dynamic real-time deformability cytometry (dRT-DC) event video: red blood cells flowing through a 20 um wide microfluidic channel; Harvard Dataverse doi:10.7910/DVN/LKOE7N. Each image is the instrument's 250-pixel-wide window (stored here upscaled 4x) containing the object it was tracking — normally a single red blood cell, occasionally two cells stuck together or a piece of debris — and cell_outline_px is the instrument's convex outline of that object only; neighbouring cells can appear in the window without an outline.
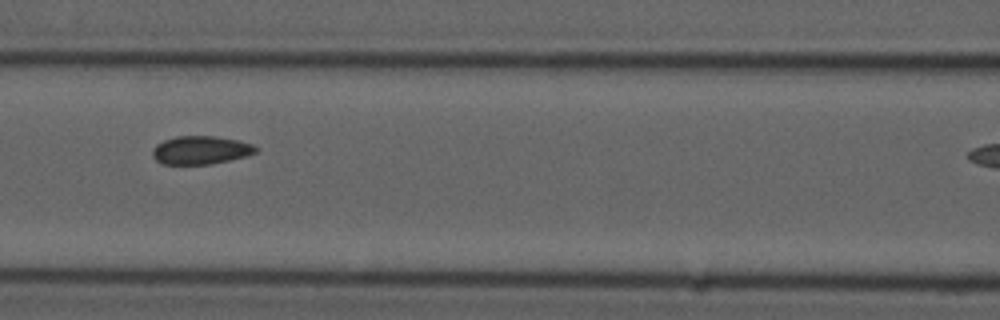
{"species": "common noctule bat (a hibernating species)", "species_latin": "Nyctalus noctula", "temperature_condition": "cold", "stored_images_in_passage": 9, "camera_frame_rate_fps": 3000, "um_per_image_px": 0.085, "animal": {"sex": "male", "forearm_length_mm": 52.5}, "frame": {"image": 1, "passage_image": 6, "time_ms": 1.667, "image_size_px": [1000, 320], "cell_outline_px": [[260, 148], [256, 152], [248, 156], [212, 164], [160, 164], [152, 156], [152, 148], [156, 144], [164, 140], [176, 136], [216, 136], [240, 140], [252, 144]], "centroid_in_image_um": [17.08, 12.76], "position_along_channel_um": 149.5, "area_um2": 17.34}}
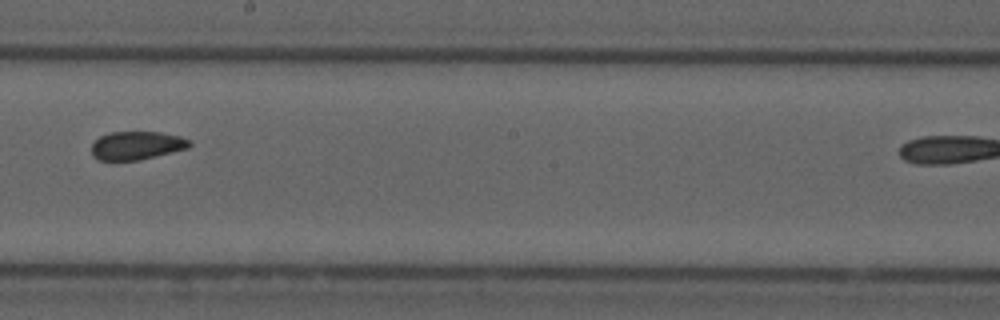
{"frame": {"image": 2, "passage_image": 8, "time_ms": 2.333, "image_size_px": [1000, 320], "cell_outline_px": [[192, 144], [188, 148], [140, 160], [96, 160], [92, 156], [92, 144], [100, 136], [112, 132], [160, 132], [180, 136], [192, 140]], "centroid_in_image_um": [11.63, 12.37], "position_along_channel_um": 236.6, "area_um2": 16.24}}